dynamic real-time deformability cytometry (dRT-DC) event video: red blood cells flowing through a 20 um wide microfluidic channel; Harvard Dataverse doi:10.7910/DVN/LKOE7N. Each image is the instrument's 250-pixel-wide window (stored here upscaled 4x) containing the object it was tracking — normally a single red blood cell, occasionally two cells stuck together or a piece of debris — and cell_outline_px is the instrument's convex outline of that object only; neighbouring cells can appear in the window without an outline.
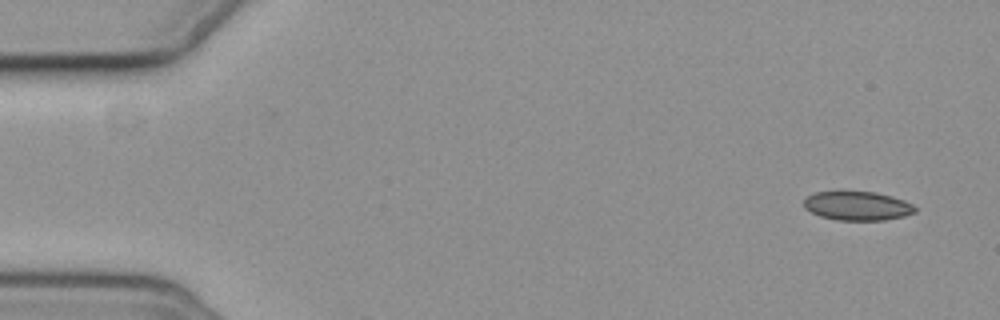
{"species": "common noctule bat (a hibernating species)", "species_latin": "Nyctalus noctula", "temperature_condition": "cold", "stored_images_in_passage": 2, "camera_frame_rate_fps": 3000, "um_per_image_px": 0.085, "animal": {"sex": "female", "body_mass_g": 19.3, "forearm_length_mm": 54.1}, "frame": {"image": 1, "passage_image": 1, "time_ms": 0.0, "image_size_px": [1000, 320], "cell_outline_px": [[916, 212], [904, 216], [884, 220], [836, 220], [820, 216], [804, 208], [804, 200], [808, 196], [816, 192], [876, 192], [892, 196], [904, 200], [912, 204], [916, 208]], "centroid_in_image_um": [72.9, 17.5], "position_along_channel_um": 12.1, "area_um2": 18.67}}